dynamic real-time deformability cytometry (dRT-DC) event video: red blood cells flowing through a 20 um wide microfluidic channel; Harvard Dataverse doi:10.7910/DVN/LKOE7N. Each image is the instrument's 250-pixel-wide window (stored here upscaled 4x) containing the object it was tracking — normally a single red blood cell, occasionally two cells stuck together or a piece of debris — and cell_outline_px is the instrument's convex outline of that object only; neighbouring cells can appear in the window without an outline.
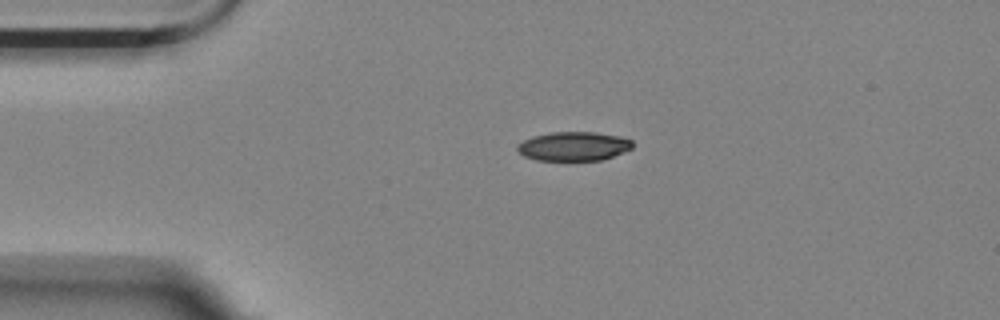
{"species": "Egyptian fruit bat (a non-hibernating species)", "species_latin": "Rousettus aegyptiacus", "temperature_condition": "room temperature", "stored_images_in_passage": 2, "camera_frame_rate_fps": 3000, "um_per_image_px": 0.085, "animal": {"sex": "female"}, "frame": {"image": 1, "passage_image": 1, "time_ms": 0.0, "image_size_px": [1000, 320], "cell_outline_px": [[632, 148], [624, 152], [600, 160], [536, 160], [524, 156], [516, 148], [516, 144], [532, 136], [552, 132], [596, 132], [620, 136], [632, 140]], "centroid_in_image_um": [48.75, 12.42], "position_along_channel_um": 36.3, "area_um2": 19.48}}